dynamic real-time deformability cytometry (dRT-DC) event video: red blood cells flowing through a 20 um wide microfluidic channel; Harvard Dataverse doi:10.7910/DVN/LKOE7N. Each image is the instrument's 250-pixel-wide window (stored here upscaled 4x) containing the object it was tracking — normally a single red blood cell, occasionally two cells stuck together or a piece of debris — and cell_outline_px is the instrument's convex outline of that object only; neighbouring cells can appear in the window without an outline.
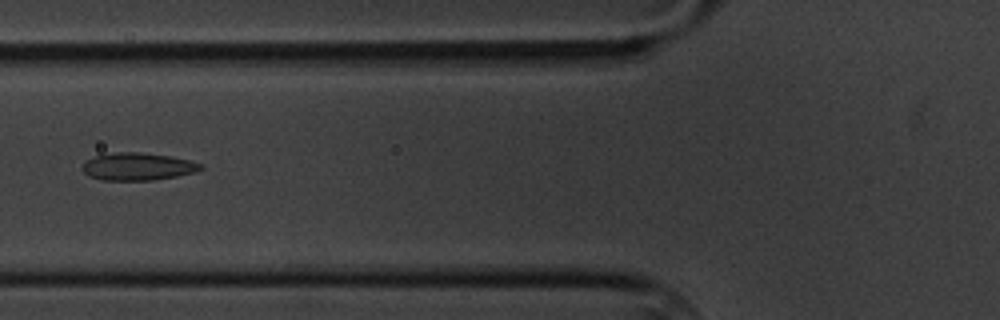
{"species": "common noctule bat (a hibernating species)", "species_latin": "Nyctalus noctula", "temperature_condition": "cold", "stored_images_in_passage": 15, "camera_frame_rate_fps": 3000, "um_per_image_px": 0.085, "animal": {"sex": "male", "body_mass_g": 20.1, "forearm_length_mm": 53.5}, "frame": {"image": 1, "passage_image": 6, "time_ms": 6.667, "image_size_px": [1000, 320], "cell_outline_px": [[204, 168], [196, 172], [176, 176], [152, 180], [104, 180], [88, 176], [84, 172], [84, 160], [96, 156], [116, 152], [140, 152], [172, 156], [188, 160], [200, 164]], "centroid_in_image_um": [11.71, 14.15], "position_along_channel_um": 114.1, "area_um2": 18.84}}
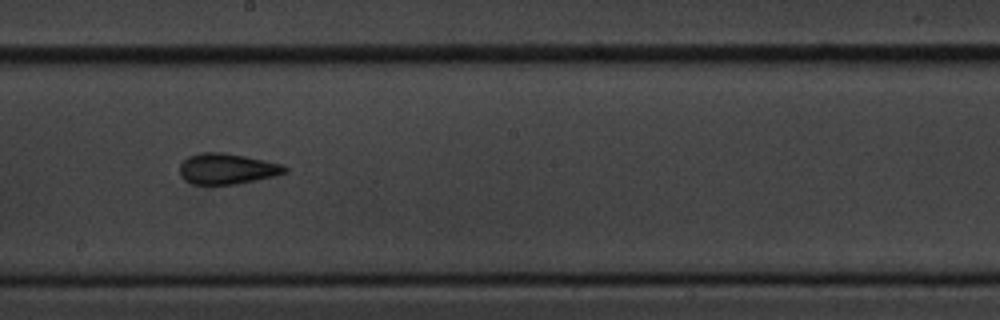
{"frame": {"image": 2, "passage_image": 9, "time_ms": 10.0, "image_size_px": [1000, 320], "cell_outline_px": [[288, 172], [276, 176], [236, 184], [192, 184], [184, 180], [180, 176], [180, 164], [188, 156], [200, 152], [224, 152], [284, 164], [288, 168]], "centroid_in_image_um": [19.31, 14.34], "position_along_channel_um": 228.9, "area_um2": 19.02}}
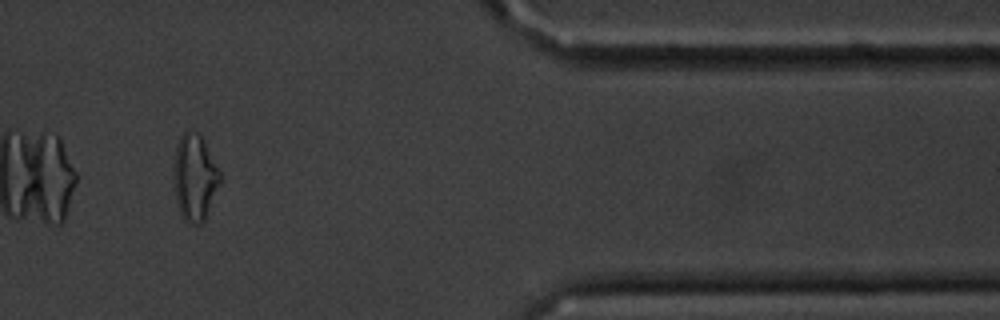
{"frame": {"image": 3, "passage_image": 13, "time_ms": 15.667, "image_size_px": [1000, 320], "cell_outline_px": [[224, 176], [204, 220], [200, 224], [188, 224], [184, 220], [176, 204], [172, 176], [172, 168], [176, 144], [180, 136], [188, 128], [196, 132], [200, 136]], "centroid_in_image_um": [16.53, 15.08], "position_along_channel_um": 394.9, "area_um2": 23.99}, "authors_computed_cell_mechanics": {"area_um2": 19.5364, "velocity_mm_per_s": 3.4435, "shape_relaxation_time_tau1_ms": null, "shape_relaxation_time_tau2_ms": 2.1898, "deformation_change_tau1": null, "deformation_change_tau2": 0.0985}}